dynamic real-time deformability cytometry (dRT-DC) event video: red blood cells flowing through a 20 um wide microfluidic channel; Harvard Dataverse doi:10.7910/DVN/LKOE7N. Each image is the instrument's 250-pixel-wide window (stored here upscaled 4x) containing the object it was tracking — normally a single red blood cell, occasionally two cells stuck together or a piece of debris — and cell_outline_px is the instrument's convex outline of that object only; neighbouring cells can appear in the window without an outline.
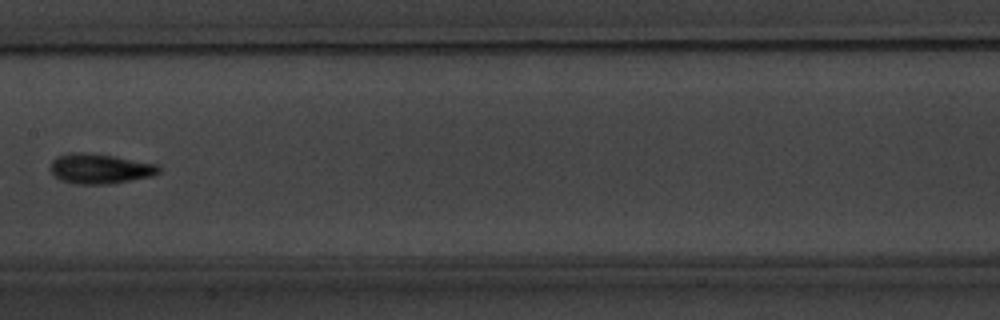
{"species": "common noctule bat (a hibernating species)", "species_latin": "Nyctalus noctula", "temperature_condition": "warm", "stored_images_in_passage": 16, "camera_frame_rate_fps": 3000, "um_per_image_px": 0.085, "animal": {"sex": "male", "body_mass_g": 20.1, "forearm_length_mm": 53.5}, "frame": {"image": 1, "passage_image": 10, "time_ms": 11.667, "image_size_px": [1000, 320], "cell_outline_px": [[160, 172], [152, 176], [108, 184], [76, 184], [60, 180], [52, 176], [52, 160], [56, 156], [68, 152], [88, 152], [112, 156], [156, 164], [160, 168]], "centroid_in_image_um": [8.44, 14.33], "position_along_channel_um": 199.0, "area_um2": 18.9}}
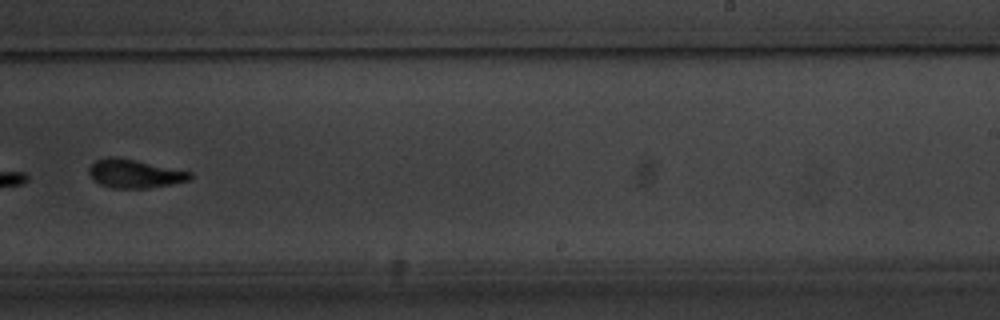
{"frame": {"image": 2, "passage_image": 12, "time_ms": 14.0, "image_size_px": [1000, 320], "cell_outline_px": [[192, 176], [188, 180], [172, 184], [148, 188], [112, 188], [100, 184], [92, 180], [88, 176], [88, 168], [96, 160], [104, 156], [112, 156], [136, 160], [192, 172]], "centroid_in_image_um": [11.38, 14.75], "position_along_channel_um": 277.6, "area_um2": 16.94}, "authors_computed_cell_mechanics": {"area_um2": 18.785, "velocity_mm_per_s": 3.3841, "shape_relaxation_time_tau1_ms": 1.9672, "shape_relaxation_time_tau2_ms": 1.4725, "deformation_change_tau1": 0.1032, "deformation_change_tau2": 0.0527}}